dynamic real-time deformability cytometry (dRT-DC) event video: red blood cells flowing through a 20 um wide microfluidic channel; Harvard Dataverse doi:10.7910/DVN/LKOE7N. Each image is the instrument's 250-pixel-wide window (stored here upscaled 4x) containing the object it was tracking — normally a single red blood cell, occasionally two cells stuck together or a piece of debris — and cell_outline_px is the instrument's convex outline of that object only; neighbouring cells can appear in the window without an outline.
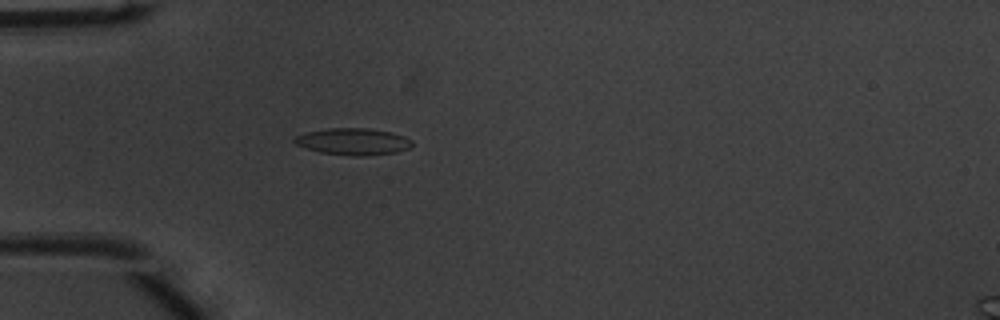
{"species": "common noctule bat (a hibernating species)", "species_latin": "Nyctalus noctula", "temperature_condition": "warm", "stored_images_in_passage": 38, "camera_frame_rate_fps": 3000, "um_per_image_px": 0.085, "animal": {"sex": "male", "body_mass_g": 20.1, "forearm_length_mm": 53.5}, "frame": {"image": 1, "passage_image": 3, "time_ms": 0.667, "image_size_px": [1000, 320], "cell_outline_px": [[412, 144], [408, 148], [396, 152], [364, 156], [352, 156], [320, 152], [296, 144], [292, 140], [296, 136], [308, 132], [328, 128], [368, 128], [392, 132], [404, 136], [412, 140]], "centroid_in_image_um": [30.04, 12.03], "position_along_channel_um": 55.0, "area_um2": 18.21}}
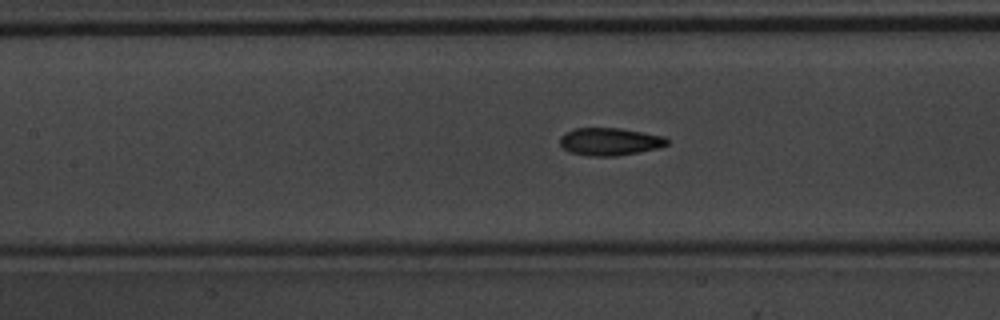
{"frame": {"image": 2, "passage_image": 11, "time_ms": 3.333, "image_size_px": [1000, 320], "cell_outline_px": [[668, 144], [660, 148], [640, 152], [616, 156], [588, 156], [568, 152], [560, 144], [560, 136], [564, 132], [572, 128], [620, 128], [664, 136], [668, 140]], "centroid_in_image_um": [51.81, 12.04], "position_along_channel_um": 155.6, "area_um2": 17.46}}
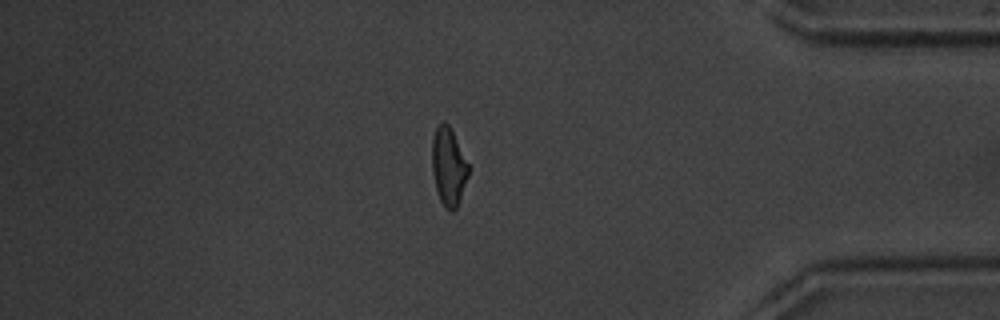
{"frame": {"image": 3, "passage_image": 31, "time_ms": 10.0, "image_size_px": [1000, 320], "cell_outline_px": [[468, 176], [456, 208], [452, 212], [440, 200], [436, 188], [432, 172], [432, 136], [440, 120], [444, 120], [448, 124], [468, 164]], "centroid_in_image_um": [38.09, 14.11], "position_along_channel_um": 397.1, "area_um2": 16.18}, "authors_computed_cell_mechanics": {"area_um2": 17.0221, "velocity_mm_per_s": 4.0435, "shape_relaxation_time_tau1_ms": 3.3952, "shape_relaxation_time_tau2_ms": 1.042, "deformation_change_tau1": 0.1383, "deformation_change_tau2": 0.0697}}